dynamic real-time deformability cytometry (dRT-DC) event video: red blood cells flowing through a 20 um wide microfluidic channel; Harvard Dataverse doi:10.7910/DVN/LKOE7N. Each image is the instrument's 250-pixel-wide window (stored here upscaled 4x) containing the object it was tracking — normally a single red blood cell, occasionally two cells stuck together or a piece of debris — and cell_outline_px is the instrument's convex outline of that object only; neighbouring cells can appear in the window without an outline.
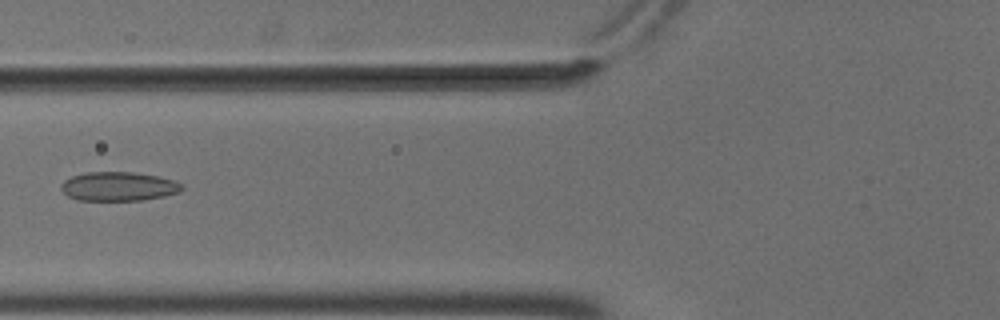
{"species": "common noctule bat (a hibernating species)", "species_latin": "Nyctalus noctula", "temperature_condition": "cold", "stored_images_in_passage": 6, "camera_frame_rate_fps": 3000, "um_per_image_px": 0.085, "animal": {"sex": "male", "body_mass_g": 18.8}, "frame": {"image": 1, "passage_image": 5, "time_ms": 1.333, "image_size_px": [1000, 320], "cell_outline_px": [[184, 188], [180, 192], [164, 196], [140, 200], [76, 200], [68, 196], [60, 188], [60, 184], [64, 180], [72, 176], [84, 172], [132, 172], [160, 176], [176, 180], [184, 184]], "centroid_in_image_um": [10.1, 15.83], "position_along_channel_um": 115.7, "area_um2": 20.69}}
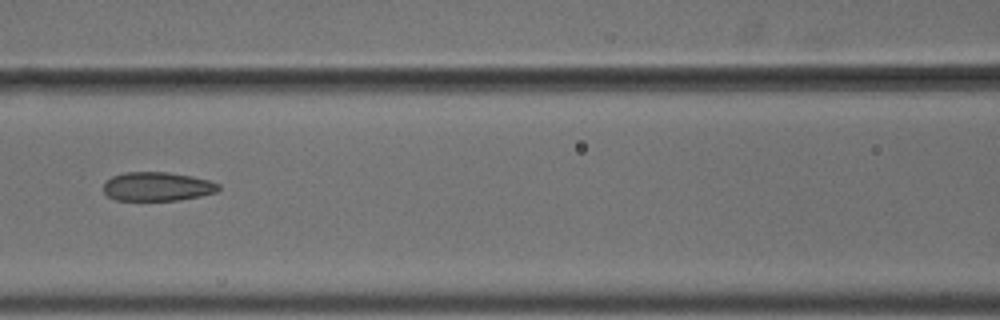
{"frame": {"image": 2, "passage_image": 6, "time_ms": 1.667, "image_size_px": [1000, 320], "cell_outline_px": [[220, 188], [216, 192], [200, 196], [180, 200], [116, 200], [108, 196], [104, 192], [104, 184], [112, 176], [124, 172], [168, 172], [192, 176], [208, 180], [220, 184]], "centroid_in_image_um": [13.38, 15.85], "position_along_channel_um": 153.2, "area_um2": 19.36}}